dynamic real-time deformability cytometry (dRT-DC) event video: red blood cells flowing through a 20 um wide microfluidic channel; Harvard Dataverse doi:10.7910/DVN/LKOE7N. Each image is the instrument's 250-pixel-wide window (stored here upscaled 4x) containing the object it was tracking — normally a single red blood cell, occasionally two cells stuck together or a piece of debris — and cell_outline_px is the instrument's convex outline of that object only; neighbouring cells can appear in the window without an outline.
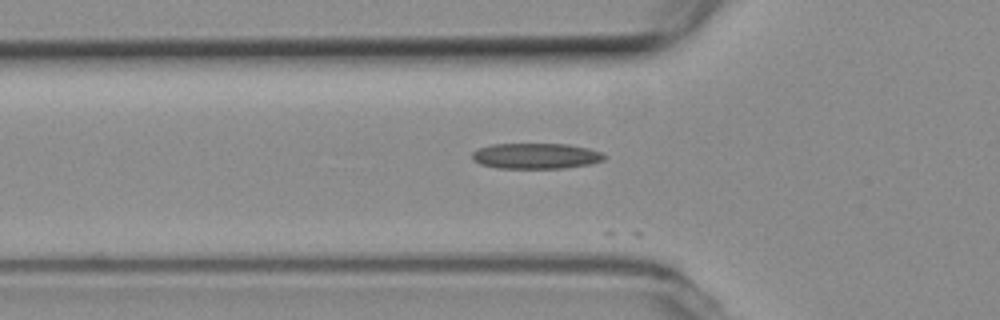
{"species": "common noctule bat (a hibernating species)", "species_latin": "Nyctalus noctula", "temperature_condition": "room temperature", "stored_images_in_passage": 10, "camera_frame_rate_fps": 3000, "um_per_image_px": 0.085, "animal": {"sex": "female", "body_mass_g": 19.3, "forearm_length_mm": 54.1}, "frame": {"image": 1, "passage_image": 8, "time_ms": 2.333, "image_size_px": [1000, 320], "cell_outline_px": [[604, 160], [588, 164], [564, 168], [496, 168], [480, 164], [472, 156], [472, 152], [480, 148], [492, 144], [568, 144], [588, 148], [600, 152], [604, 156]], "centroid_in_image_um": [45.54, 13.25], "position_along_channel_um": 80.3, "area_um2": 19.54}}